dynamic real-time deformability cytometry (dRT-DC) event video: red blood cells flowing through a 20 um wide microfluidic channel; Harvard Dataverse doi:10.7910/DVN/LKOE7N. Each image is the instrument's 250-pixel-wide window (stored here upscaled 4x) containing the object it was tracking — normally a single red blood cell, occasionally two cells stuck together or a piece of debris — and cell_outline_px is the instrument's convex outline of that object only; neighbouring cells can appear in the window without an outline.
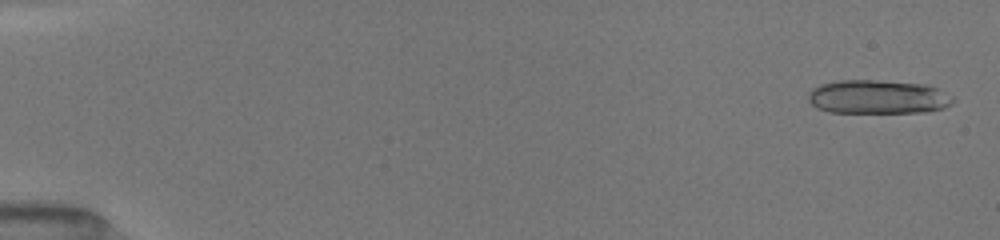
{"species": "common noctule bat (a hibernating species)", "species_latin": "Nyctalus noctula", "temperature_condition": "room temperature", "stored_images_in_passage": 43, "segment_of_instrument_passage": [1, 2], "camera_frame_rate_fps": 3000, "um_per_image_px": 0.085, "animal": {"sex": "female", "body_mass_g": 19.5, "forearm_length_mm": 54.1}, "frame": {"image": 1, "passage_image": 2, "time_ms": 0.333, "image_size_px": [1000, 240], "cell_outline_px": [[956, 100], [952, 104], [944, 108], [928, 112], [828, 112], [816, 108], [808, 100], [808, 92], [812, 88], [820, 84], [840, 80], [872, 80], [928, 84], [952, 96]], "centroid_in_image_um": [74.62, 8.24], "position_along_channel_um": 10.4, "area_um2": 28.73}}